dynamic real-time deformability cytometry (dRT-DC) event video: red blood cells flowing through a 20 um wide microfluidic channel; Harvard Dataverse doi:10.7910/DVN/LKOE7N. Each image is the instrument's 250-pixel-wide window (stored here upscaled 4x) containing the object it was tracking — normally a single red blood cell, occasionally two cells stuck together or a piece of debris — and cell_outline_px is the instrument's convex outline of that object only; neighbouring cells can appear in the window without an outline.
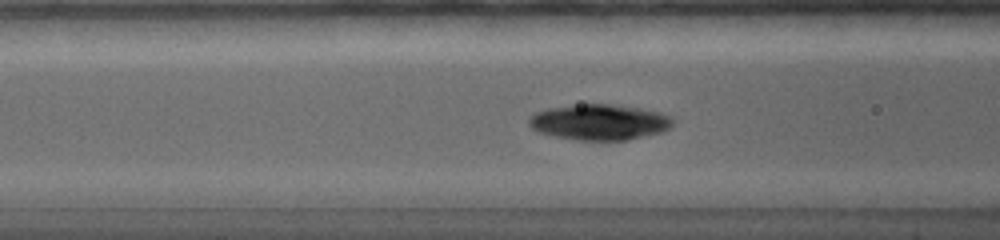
{"species": "common noctule bat (a hibernating species)", "species_latin": "Nyctalus noctula", "temperature_condition": "warm", "stored_images_in_passage": 65, "camera_frame_rate_fps": 5000, "um_per_image_px": 0.085, "animal": {"sex": "female", "body_mass_g": 19.0, "forearm_length_mm": 56.7}, "frame": {"image": 1, "passage_image": 21, "time_ms": 4.8, "image_size_px": [1000, 240], "cell_outline_px": [[672, 124], [664, 132], [628, 140], [572, 140], [540, 132], [532, 128], [528, 124], [528, 120], [536, 112], [548, 108], [572, 104], [608, 104], [640, 108], [660, 112], [668, 116], [672, 120]], "centroid_in_image_um": [50.94, 10.38], "position_along_channel_um": 115.7, "area_um2": 29.94}}
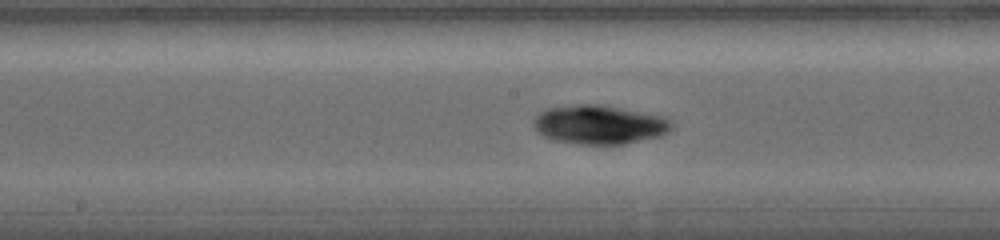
{"frame": {"image": 2, "passage_image": 31, "time_ms": 7.0, "image_size_px": [1000, 240], "cell_outline_px": [[676, 124], [668, 132], [660, 136], [624, 144], [580, 144], [552, 140], [536, 132], [532, 124], [532, 120], [540, 112], [548, 108], [576, 104], [604, 104], [664, 116], [672, 120]], "centroid_in_image_um": [50.96, 10.58], "position_along_channel_um": 197.2, "area_um2": 31.91}}
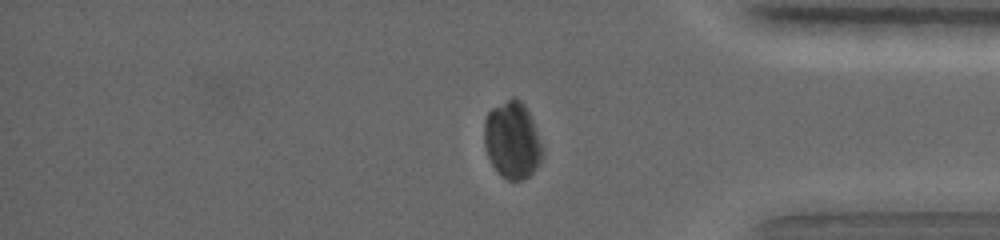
{"frame": {"image": 3, "passage_image": 56, "time_ms": 12.6, "image_size_px": [1000, 240], "cell_outline_px": [[544, 156], [536, 168], [528, 176], [520, 180], [508, 180], [500, 176], [492, 164], [488, 156], [484, 144], [484, 120], [488, 112], [492, 108], [512, 96], [516, 96], [524, 104], [536, 128], [544, 148]], "centroid_in_image_um": [43.55, 11.91], "position_along_channel_um": 391.6, "area_um2": 26.41}, "authors_computed_cell_mechanics": {"area_um2": 29.5936, "velocity_mm_per_s": 3.7196, "shape_relaxation_time_tau1_ms": null, "shape_relaxation_time_tau2_ms": 1.7237, "deformation_change_tau1": null, "deformation_change_tau2": 0.0253}}